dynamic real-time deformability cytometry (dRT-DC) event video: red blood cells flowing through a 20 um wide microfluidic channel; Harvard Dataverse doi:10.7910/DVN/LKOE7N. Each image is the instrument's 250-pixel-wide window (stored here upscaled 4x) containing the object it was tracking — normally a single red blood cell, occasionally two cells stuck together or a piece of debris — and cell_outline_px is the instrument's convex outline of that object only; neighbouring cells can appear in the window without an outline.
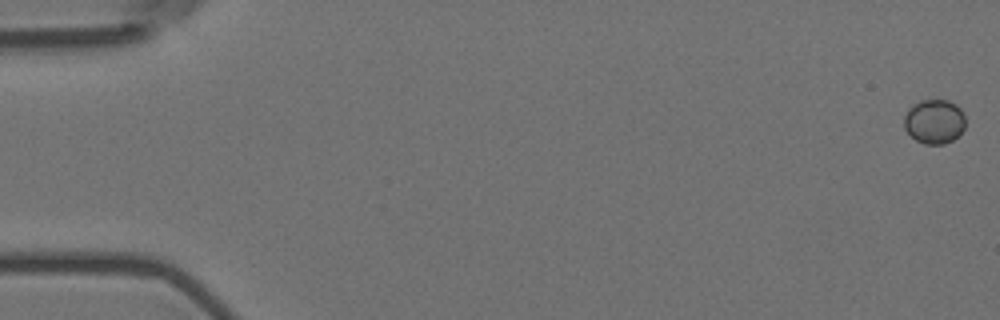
{"species": "Egyptian fruit bat (a non-hibernating species)", "species_latin": "Rousettus aegyptiacus", "temperature_condition": "room temperature", "stored_images_in_passage": 54, "camera_frame_rate_fps": 3000, "um_per_image_px": 0.085, "animal": {"sex": "female"}, "frame": {"image": 1, "passage_image": 1, "time_ms": 0.0, "image_size_px": [1000, 320], "cell_outline_px": [[964, 128], [952, 140], [944, 144], [924, 144], [916, 140], [904, 128], [904, 116], [908, 108], [920, 100], [948, 100], [956, 104], [960, 108], [964, 116]], "centroid_in_image_um": [79.4, 10.32], "position_along_channel_um": 5.6, "area_um2": 15.78}}
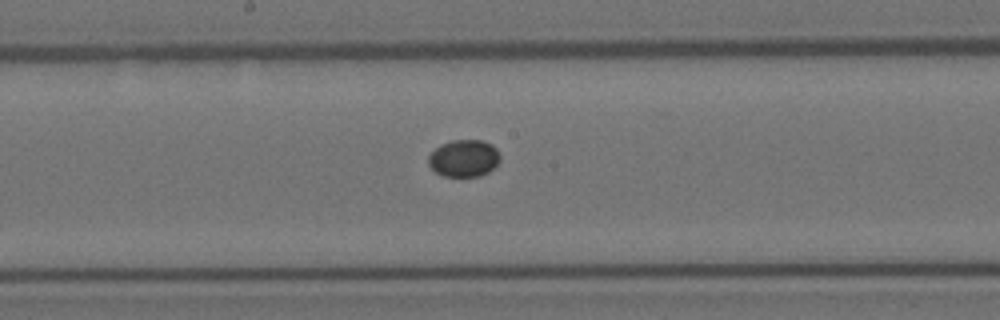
{"frame": {"image": 2, "passage_image": 31, "time_ms": 10.0, "image_size_px": [1000, 320], "cell_outline_px": [[500, 160], [488, 172], [480, 176], [444, 176], [436, 172], [428, 164], [428, 156], [440, 144], [452, 140], [480, 140], [492, 144], [496, 148], [500, 156]], "centroid_in_image_um": [39.43, 13.44], "position_along_channel_um": 208.8, "area_um2": 15.43}}
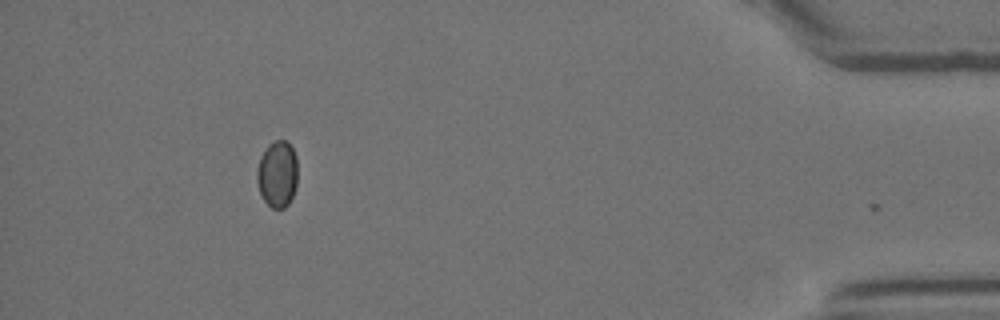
{"frame": {"image": 3, "passage_image": 53, "time_ms": 17.333, "image_size_px": [1000, 320], "cell_outline_px": [[296, 188], [288, 204], [284, 208], [272, 208], [264, 200], [260, 192], [256, 180], [256, 172], [260, 156], [268, 144], [276, 140], [288, 140], [296, 156]], "centroid_in_image_um": [23.56, 14.77], "position_along_channel_um": 411.6, "area_um2": 15.84}}